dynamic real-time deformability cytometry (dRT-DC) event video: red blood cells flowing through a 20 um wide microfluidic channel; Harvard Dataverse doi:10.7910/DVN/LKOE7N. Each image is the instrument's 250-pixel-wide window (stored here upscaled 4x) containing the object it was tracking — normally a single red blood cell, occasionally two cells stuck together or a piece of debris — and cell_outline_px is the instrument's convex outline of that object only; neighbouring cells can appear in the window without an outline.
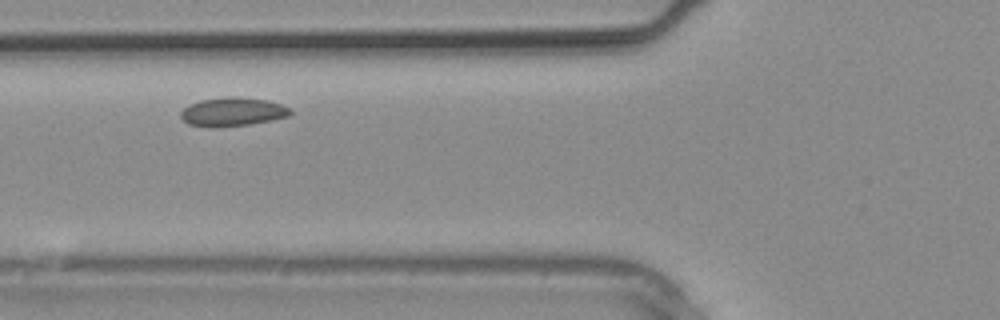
{"species": "common noctule bat (a hibernating species)", "species_latin": "Nyctalus noctula", "temperature_condition": "warm", "stored_images_in_passage": 2, "camera_frame_rate_fps": 3000, "um_per_image_px": 0.085, "animal": {"sex": "male", "body_mass_g": 20.4}, "frame": {"image": 1, "passage_image": 2, "time_ms": 0.333, "image_size_px": [1000, 320], "cell_outline_px": [[292, 112], [288, 116], [272, 120], [248, 124], [188, 124], [180, 116], [180, 112], [188, 104], [200, 100], [228, 96], [236, 96], [268, 100], [280, 104], [288, 108]], "centroid_in_image_um": [19.8, 9.44], "position_along_channel_um": 106.0, "area_um2": 17.51}}